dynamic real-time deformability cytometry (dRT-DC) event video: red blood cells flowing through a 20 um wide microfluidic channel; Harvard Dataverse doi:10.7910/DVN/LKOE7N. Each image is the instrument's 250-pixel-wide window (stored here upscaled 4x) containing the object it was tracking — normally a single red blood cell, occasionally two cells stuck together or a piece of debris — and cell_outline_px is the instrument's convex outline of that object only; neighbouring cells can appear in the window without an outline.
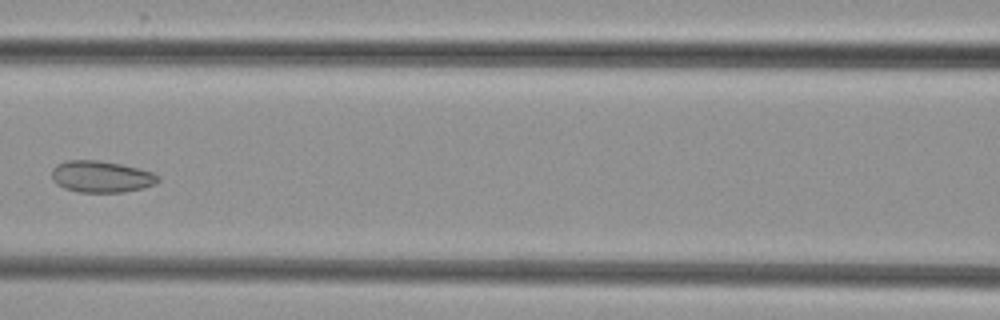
{"species": "common noctule bat (a hibernating species)", "species_latin": "Nyctalus noctula", "temperature_condition": "cold", "stored_images_in_passage": 5, "camera_frame_rate_fps": 3000, "um_per_image_px": 0.085, "animal": {"sex": "female", "body_mass_g": 29.2, "forearm_length_mm": 56.3}, "frame": {"image": 1, "passage_image": 5, "time_ms": 5.0, "image_size_px": [1000, 320], "cell_outline_px": [[160, 180], [156, 184], [144, 188], [124, 192], [80, 192], [64, 188], [56, 184], [52, 180], [52, 168], [56, 164], [64, 160], [100, 160], [120, 164], [152, 172], [160, 176]], "centroid_in_image_um": [8.6, 15.01], "position_along_channel_um": 158.0, "area_um2": 19.77}}